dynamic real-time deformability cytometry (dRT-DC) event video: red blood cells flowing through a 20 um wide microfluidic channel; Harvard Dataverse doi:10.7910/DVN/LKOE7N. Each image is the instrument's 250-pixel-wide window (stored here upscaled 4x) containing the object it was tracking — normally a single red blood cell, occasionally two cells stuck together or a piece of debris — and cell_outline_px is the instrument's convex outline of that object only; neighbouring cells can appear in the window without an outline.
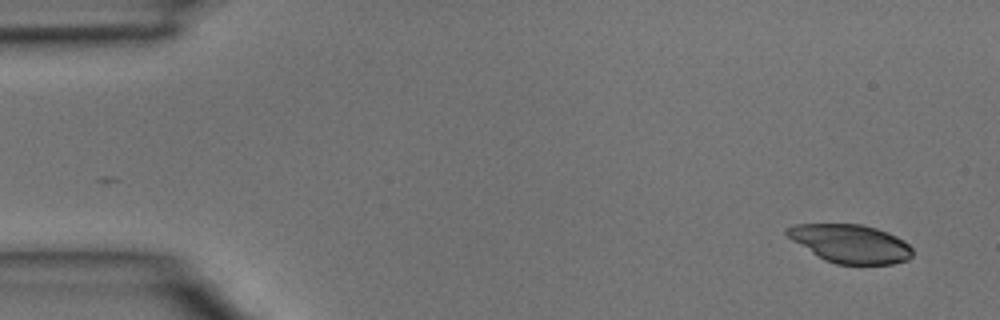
{"species": "common noctule bat (a hibernating species)", "species_latin": "Nyctalus noctula", "temperature_condition": "room temperature", "stored_images_in_passage": 4, "camera_frame_rate_fps": 3000, "um_per_image_px": 0.085, "animal": {"sex": "male", "body_mass_g": 15.6}, "frame": {"image": 1, "passage_image": 1, "time_ms": 0.0, "image_size_px": [1000, 320], "cell_outline_px": [[912, 256], [908, 260], [892, 264], [836, 264], [824, 260], [792, 240], [784, 232], [784, 228], [792, 224], [860, 224], [876, 228], [888, 232], [904, 240], [912, 248]], "centroid_in_image_um": [72.28, 20.7], "position_along_channel_um": 12.7, "area_um2": 28.15}}